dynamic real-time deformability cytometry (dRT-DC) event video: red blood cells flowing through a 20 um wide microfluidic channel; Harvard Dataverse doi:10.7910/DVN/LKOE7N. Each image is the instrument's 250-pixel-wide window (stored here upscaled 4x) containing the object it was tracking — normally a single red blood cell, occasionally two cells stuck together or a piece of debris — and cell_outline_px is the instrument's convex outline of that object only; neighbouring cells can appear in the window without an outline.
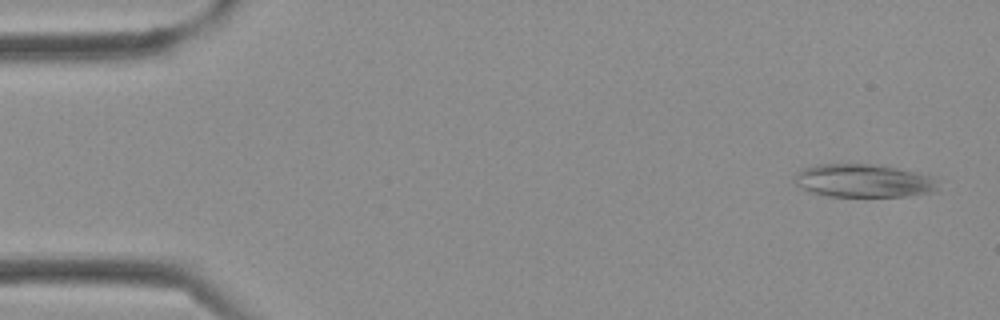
{"species": "Egyptian fruit bat (a non-hibernating species)", "species_latin": "Rousettus aegyptiacus", "temperature_condition": "cold", "stored_images_in_passage": 38, "camera_frame_rate_fps": 3000, "um_per_image_px": 0.085, "frame": {"image": 1, "passage_image": 2, "time_ms": 0.333, "image_size_px": [1000, 320], "cell_outline_px": [[944, 180], [940, 192], [908, 196], [828, 196], [808, 192], [800, 188], [792, 180], [796, 172], [804, 168], [816, 164], [872, 164], [896, 168], [936, 176]], "centroid_in_image_um": [73.53, 15.37], "position_along_channel_um": 11.5, "area_um2": 28.73}}
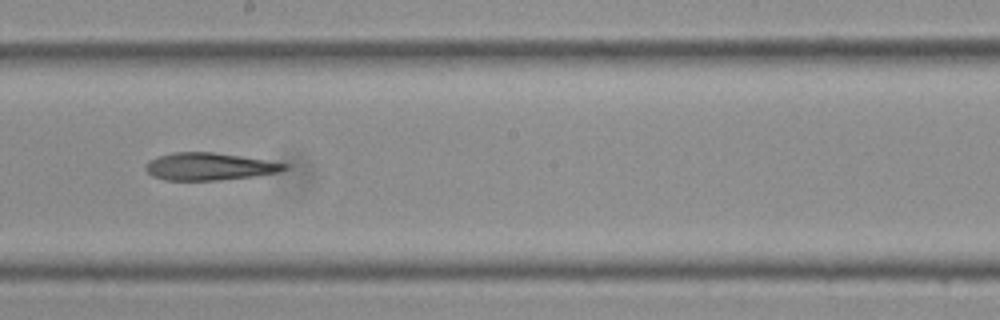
{"frame": {"image": 2, "passage_image": 21, "time_ms": 6.667, "image_size_px": [1000, 320], "cell_outline_px": [[288, 168], [280, 172], [252, 176], [216, 180], [164, 180], [152, 176], [144, 168], [144, 164], [148, 160], [172, 152], [212, 152], [240, 156], [288, 164]], "centroid_in_image_um": [17.74, 14.15], "position_along_channel_um": 230.5, "area_um2": 22.02}}
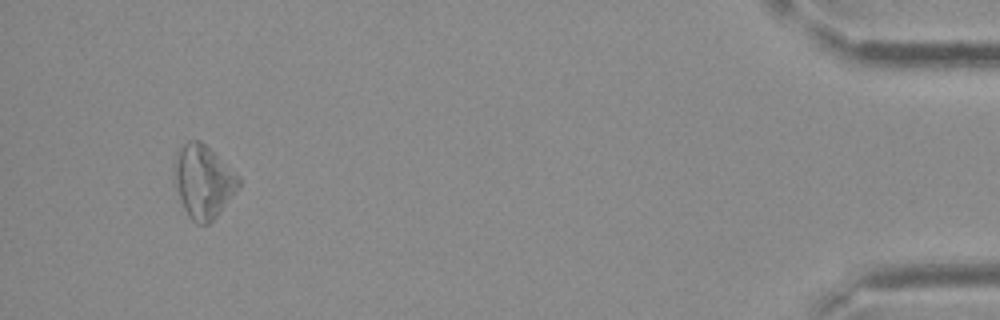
{"frame": {"image": 3, "passage_image": 36, "time_ms": 11.667, "image_size_px": [1000, 320], "cell_outline_px": [[240, 184], [236, 192], [220, 212], [208, 224], [196, 224], [188, 216], [180, 200], [172, 180], [172, 164], [180, 148], [188, 140], [200, 140], [240, 180]], "centroid_in_image_um": [17.2, 15.46], "position_along_channel_um": 418.0, "area_um2": 27.11}}